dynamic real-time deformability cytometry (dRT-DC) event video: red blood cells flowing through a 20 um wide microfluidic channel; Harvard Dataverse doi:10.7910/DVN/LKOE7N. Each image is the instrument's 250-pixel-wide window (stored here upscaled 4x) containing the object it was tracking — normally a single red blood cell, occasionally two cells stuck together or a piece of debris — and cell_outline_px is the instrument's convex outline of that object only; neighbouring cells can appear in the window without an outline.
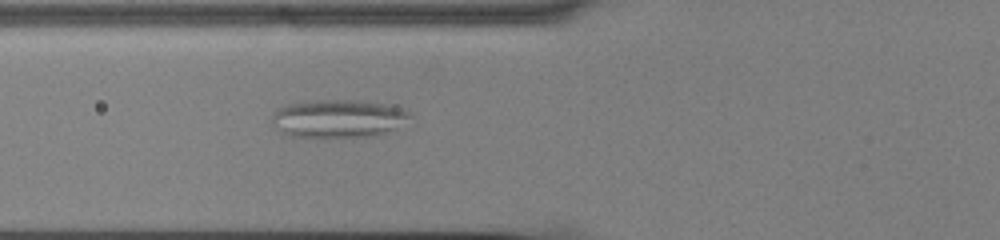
{"species": "common noctule bat (a hibernating species)", "species_latin": "Nyctalus noctula", "temperature_condition": "cold", "stored_images_in_passage": 44, "camera_frame_rate_fps": 3000, "um_per_image_px": 0.085, "animal": {"sex": "male", "body_mass_g": 13.0, "forearm_length_mm": 53.1}, "frame": {"image": 1, "passage_image": 10, "time_ms": 3.0, "image_size_px": [1000, 240], "cell_outline_px": [[412, 116], [380, 136], [320, 140], [288, 136], [280, 132], [272, 124], [272, 112], [280, 108], [292, 104], [320, 100], [356, 100], [384, 104], [408, 108], [412, 112]], "centroid_in_image_um": [28.74, 10.14], "position_along_channel_um": 97.1, "area_um2": 31.62}}
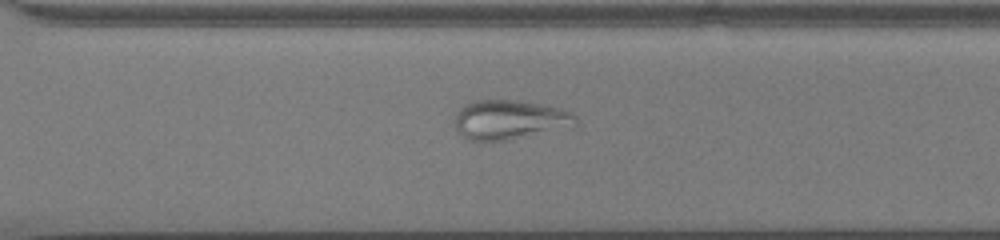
{"frame": {"image": 2, "passage_image": 29, "time_ms": 9.333, "image_size_px": [1000, 240], "cell_outline_px": [[576, 128], [508, 140], [468, 140], [456, 128], [456, 112], [464, 104], [476, 100], [516, 100], [540, 104], [560, 108], [572, 112], [576, 116]], "centroid_in_image_um": [43.41, 10.18], "position_along_channel_um": 327.2, "area_um2": 28.09}}
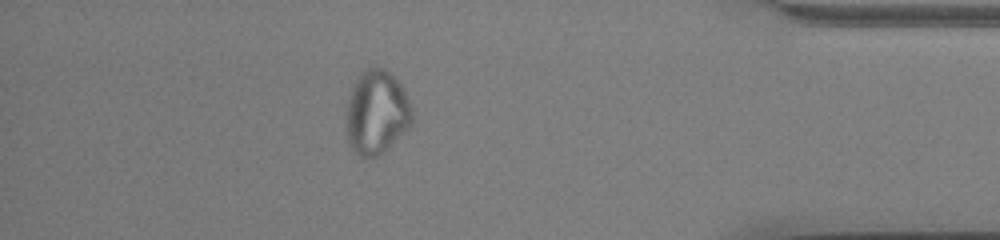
{"frame": {"image": 3, "passage_image": 38, "time_ms": 12.333, "image_size_px": [1000, 240], "cell_outline_px": [[412, 124], [380, 156], [360, 156], [348, 144], [348, 100], [352, 88], [360, 72], [368, 68], [384, 68], [404, 88], [412, 108]], "centroid_in_image_um": [32.04, 9.55], "position_along_channel_um": 403.2, "area_um2": 31.73}}